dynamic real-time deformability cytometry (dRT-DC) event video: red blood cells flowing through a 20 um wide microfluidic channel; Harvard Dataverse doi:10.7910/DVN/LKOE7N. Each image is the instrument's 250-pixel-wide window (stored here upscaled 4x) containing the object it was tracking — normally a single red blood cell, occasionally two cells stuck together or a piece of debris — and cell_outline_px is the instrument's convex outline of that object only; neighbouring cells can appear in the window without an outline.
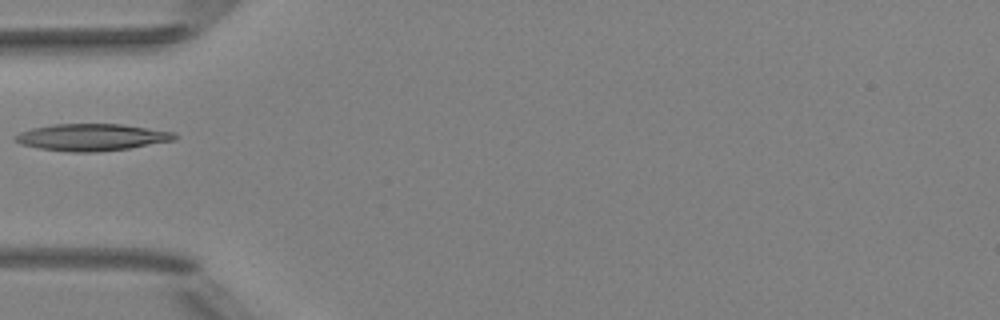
{"species": "Egyptian fruit bat (a non-hibernating species)", "species_latin": "Rousettus aegyptiacus", "temperature_condition": "room temperature", "stored_images_in_passage": 5, "camera_frame_rate_fps": 3000, "um_per_image_px": 0.085, "animal": {"sex": "female"}, "frame": {"image": 1, "passage_image": 5, "time_ms": 4.333, "image_size_px": [1000, 320], "cell_outline_px": [[176, 140], [128, 148], [96, 152], [72, 152], [40, 148], [20, 144], [12, 140], [12, 136], [20, 132], [32, 128], [52, 124], [120, 124], [176, 132]], "centroid_in_image_um": [7.76, 11.66], "position_along_channel_um": 77.2, "area_um2": 25.03}}